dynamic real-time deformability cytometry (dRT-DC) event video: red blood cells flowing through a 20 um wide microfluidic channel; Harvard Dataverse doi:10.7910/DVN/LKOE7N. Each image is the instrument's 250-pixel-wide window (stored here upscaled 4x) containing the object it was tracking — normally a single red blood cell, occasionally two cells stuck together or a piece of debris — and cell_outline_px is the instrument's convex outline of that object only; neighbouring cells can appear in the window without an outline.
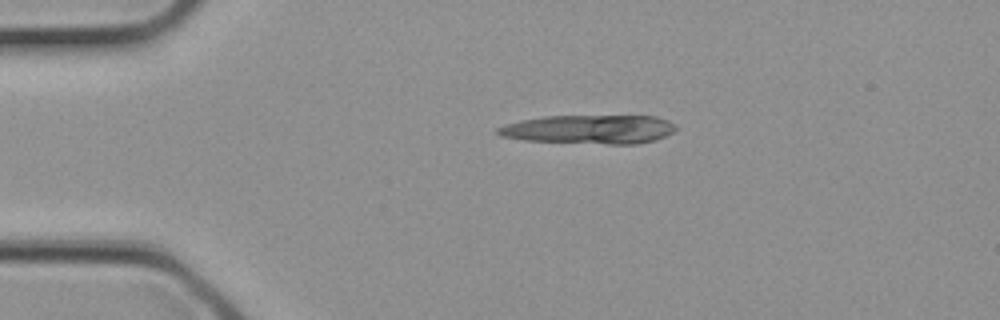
{"species": "common noctule bat (a hibernating species)", "species_latin": "Nyctalus noctula", "temperature_condition": "cold", "stored_images_in_passage": 4, "camera_frame_rate_fps": 3000, "um_per_image_px": 0.085, "animal": {"sex": "female", "body_mass_g": 21.9}, "frame": {"image": 1, "passage_image": 4, "time_ms": 1.0, "image_size_px": [1000, 320], "cell_outline_px": [[676, 128], [672, 132], [656, 140], [636, 144], [608, 144], [524, 140], [500, 136], [496, 132], [496, 128], [508, 124], [524, 120], [544, 116], [656, 116], [668, 120], [676, 124]], "centroid_in_image_um": [50.13, 10.99], "position_along_channel_um": 34.9, "area_um2": 29.88}}